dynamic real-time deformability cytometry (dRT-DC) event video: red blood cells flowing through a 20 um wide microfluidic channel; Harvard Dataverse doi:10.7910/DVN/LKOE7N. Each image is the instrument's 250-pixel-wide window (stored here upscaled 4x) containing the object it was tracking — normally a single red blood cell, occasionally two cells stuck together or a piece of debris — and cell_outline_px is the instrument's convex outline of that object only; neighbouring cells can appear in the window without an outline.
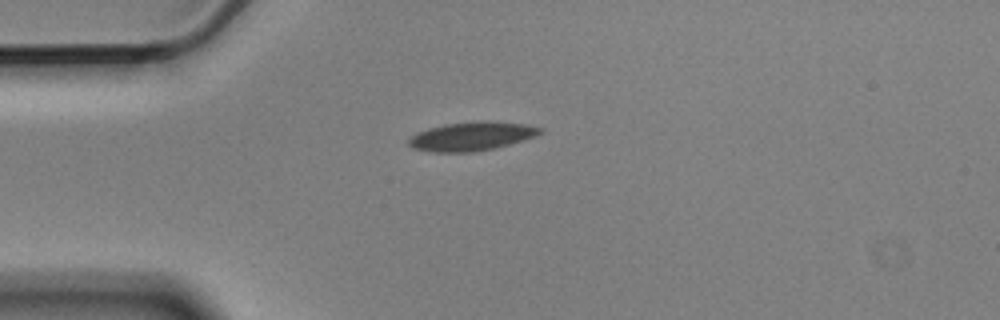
{"species": "Egyptian fruit bat (a non-hibernating species)", "species_latin": "Rousettus aegyptiacus", "temperature_condition": "cold", "stored_images_in_passage": 6, "camera_frame_rate_fps": 3000, "um_per_image_px": 0.085, "animal": {"sex": "male"}, "frame": {"image": 1, "passage_image": 1, "time_ms": 0.0, "image_size_px": [1000, 320], "cell_outline_px": [[544, 132], [536, 136], [508, 144], [492, 148], [472, 152], [432, 152], [412, 148], [408, 144], [408, 140], [416, 132], [428, 128], [444, 124], [480, 120], [488, 120], [524, 124], [544, 128]], "centroid_in_image_um": [40.08, 11.57], "position_along_channel_um": 44.9, "area_um2": 22.14}}
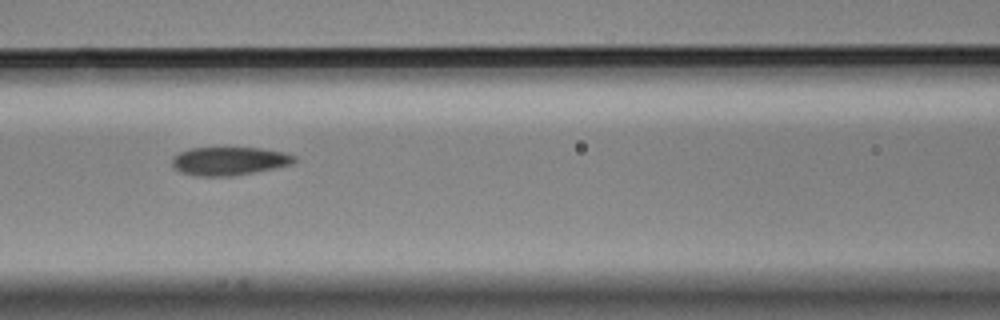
{"frame": {"image": 2, "passage_image": 4, "time_ms": 1.0, "image_size_px": [1000, 320], "cell_outline_px": [[296, 160], [292, 164], [276, 168], [232, 176], [196, 176], [180, 172], [172, 164], [172, 156], [180, 152], [192, 148], [260, 148], [284, 152], [296, 156]], "centroid_in_image_um": [19.49, 13.69], "position_along_channel_um": 147.1, "area_um2": 20.17}}
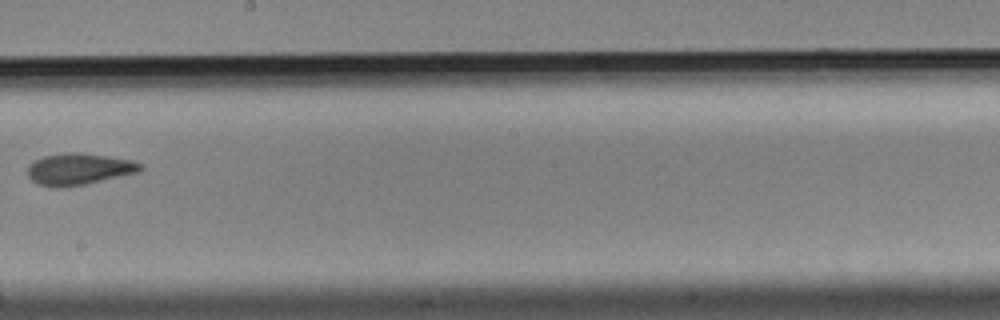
{"frame": {"image": 3, "passage_image": 6, "time_ms": 1.667, "image_size_px": [1000, 320], "cell_outline_px": [[144, 168], [136, 172], [88, 184], [60, 188], [56, 188], [36, 184], [28, 176], [28, 164], [44, 156], [64, 152], [72, 152], [136, 160], [144, 164]], "centroid_in_image_um": [6.7, 14.38], "position_along_channel_um": 241.5, "area_um2": 20.87}}